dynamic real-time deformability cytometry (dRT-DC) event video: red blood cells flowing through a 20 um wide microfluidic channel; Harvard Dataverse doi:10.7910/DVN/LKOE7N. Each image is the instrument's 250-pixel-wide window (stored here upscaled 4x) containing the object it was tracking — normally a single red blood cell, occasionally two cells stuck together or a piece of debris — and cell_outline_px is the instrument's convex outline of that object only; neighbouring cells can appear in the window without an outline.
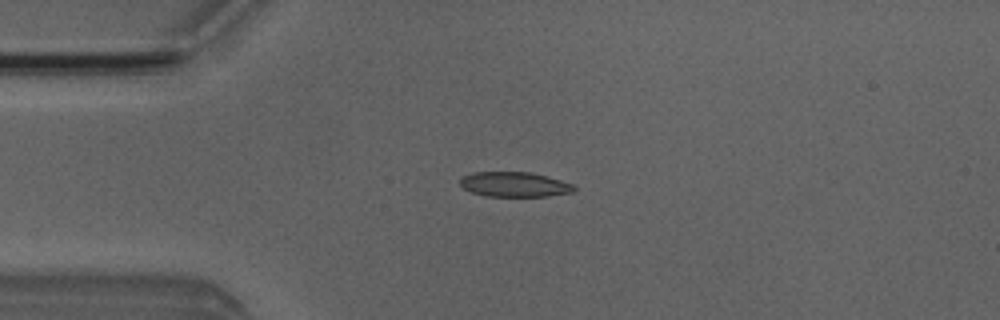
{"species": "Egyptian fruit bat (a non-hibernating species)", "species_latin": "Rousettus aegyptiacus", "temperature_condition": "room temperature", "stored_images_in_passage": 5, "camera_frame_rate_fps": 3000, "um_per_image_px": 0.085, "animal": {"sex": "male"}, "frame": {"image": 1, "passage_image": 2, "time_ms": 2.333, "image_size_px": [1000, 320], "cell_outline_px": [[576, 188], [572, 192], [548, 196], [484, 196], [472, 192], [464, 188], [460, 184], [460, 180], [464, 176], [472, 172], [528, 172], [548, 176], [572, 184]], "centroid_in_image_um": [43.72, 15.67], "position_along_channel_um": 41.3, "area_um2": 16.42}}